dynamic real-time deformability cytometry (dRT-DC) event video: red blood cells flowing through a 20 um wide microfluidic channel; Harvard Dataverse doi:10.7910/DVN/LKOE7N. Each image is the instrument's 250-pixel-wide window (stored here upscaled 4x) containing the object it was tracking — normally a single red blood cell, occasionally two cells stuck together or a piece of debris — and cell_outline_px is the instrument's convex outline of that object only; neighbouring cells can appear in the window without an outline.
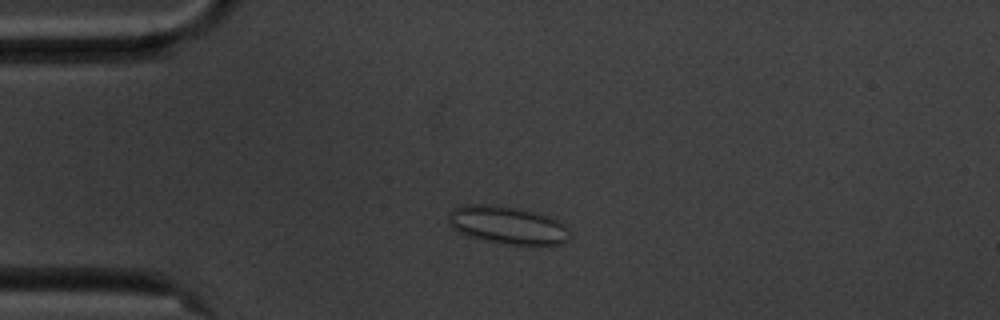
{"species": "common noctule bat (a hibernating species)", "species_latin": "Nyctalus noctula", "temperature_condition": "cold", "stored_images_in_passage": 54, "camera_frame_rate_fps": 3000, "um_per_image_px": 0.085, "animal": {"sex": "male", "body_mass_g": 20.1, "forearm_length_mm": 53.5}, "frame": {"image": 1, "passage_image": 11, "time_ms": 3.333, "image_size_px": [1000, 320], "cell_outline_px": [[572, 236], [568, 240], [560, 244], [548, 248], [536, 248], [500, 244], [468, 236], [456, 232], [452, 228], [448, 220], [448, 216], [452, 208], [464, 204], [492, 204], [516, 208], [548, 216], [560, 220], [568, 228]], "centroid_in_image_um": [43.2, 19.2], "position_along_channel_um": 41.8, "area_um2": 28.03}}
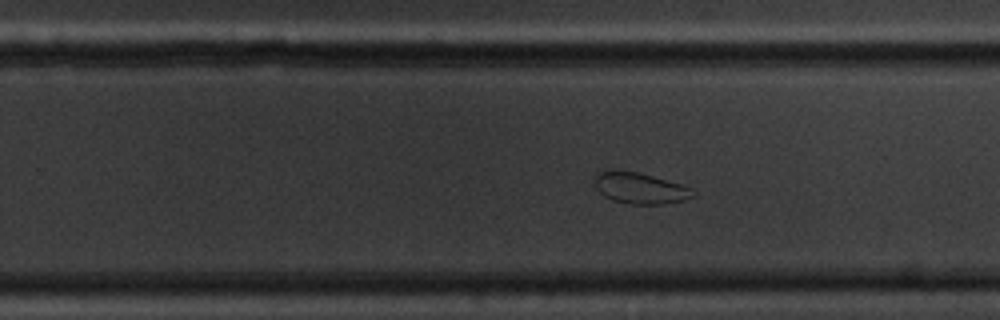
{"frame": {"image": 2, "passage_image": 33, "time_ms": 10.667, "image_size_px": [1000, 320], "cell_outline_px": [[696, 196], [684, 200], [664, 204], [632, 204], [612, 200], [604, 196], [596, 188], [592, 176], [596, 172], [604, 168], [636, 172], [652, 176], [680, 184], [692, 188], [696, 192]], "centroid_in_image_um": [54.35, 15.97], "position_along_channel_um": 275.5, "area_um2": 18.21}}
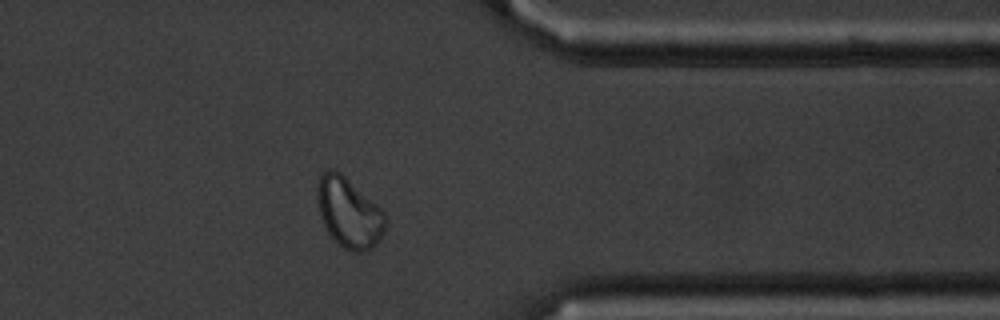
{"frame": {"image": 3, "passage_image": 43, "time_ms": 14.0, "image_size_px": [1000, 320], "cell_outline_px": [[388, 220], [384, 232], [380, 240], [372, 248], [364, 252], [352, 252], [344, 248], [328, 232], [320, 216], [316, 196], [316, 188], [320, 176], [328, 168], [332, 168], [340, 172], [376, 204], [384, 212]], "centroid_in_image_um": [29.67, 18.08], "position_along_channel_um": 381.7, "area_um2": 27.8}, "authors_computed_cell_mechanics": {"area_um2": 25.2586, "velocity_mm_per_s": 3.5117, "shape_relaxation_time_tau1_ms": null, "shape_relaxation_time_tau2_ms": 1.7451, "deformation_change_tau1": null, "deformation_change_tau2": 0.0591}}